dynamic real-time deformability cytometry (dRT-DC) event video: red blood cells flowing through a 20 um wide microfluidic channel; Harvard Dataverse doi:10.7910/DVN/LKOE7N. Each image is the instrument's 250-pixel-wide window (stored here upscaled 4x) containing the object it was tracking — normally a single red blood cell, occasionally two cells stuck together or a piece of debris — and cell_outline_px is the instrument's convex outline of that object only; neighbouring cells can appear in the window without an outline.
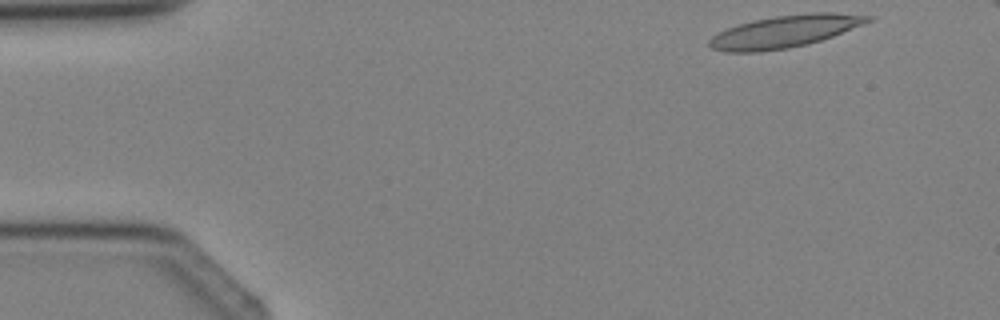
{"species": "Egyptian fruit bat (a non-hibernating species)", "species_latin": "Rousettus aegyptiacus", "temperature_condition": "cold", "stored_images_in_passage": 4, "camera_frame_rate_fps": 3000, "um_per_image_px": 0.085, "animal": {"sex": "female"}, "frame": {"image": 1, "passage_image": 1, "time_ms": 0.0, "image_size_px": [1000, 320], "cell_outline_px": [[872, 20], [864, 24], [832, 36], [808, 44], [788, 48], [760, 52], [724, 52], [712, 48], [708, 44], [708, 40], [712, 36], [728, 28], [740, 24], [756, 20], [776, 16], [812, 12], [832, 12], [872, 16]], "centroid_in_image_um": [66.7, 2.68], "position_along_channel_um": 18.3, "area_um2": 29.48}}